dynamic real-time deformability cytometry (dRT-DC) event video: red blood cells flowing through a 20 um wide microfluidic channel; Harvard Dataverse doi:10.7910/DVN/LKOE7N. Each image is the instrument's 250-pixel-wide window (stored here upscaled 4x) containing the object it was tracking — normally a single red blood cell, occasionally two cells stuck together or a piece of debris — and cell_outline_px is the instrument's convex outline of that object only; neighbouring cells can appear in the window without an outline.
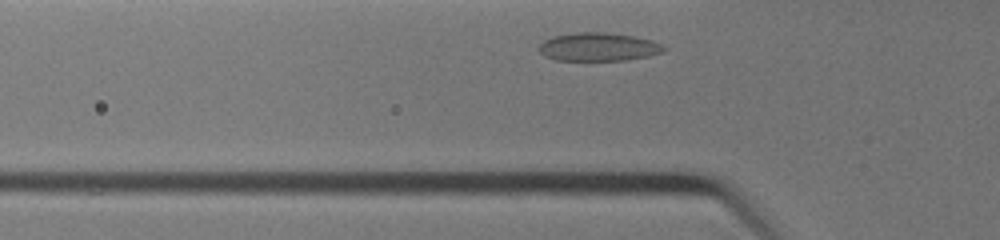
{"species": "common noctule bat (a hibernating species)", "species_latin": "Nyctalus noctula", "temperature_condition": "warm", "stored_images_in_passage": 22, "camera_frame_rate_fps": 3000, "um_per_image_px": 0.085, "animal": {"sex": "female", "body_mass_g": 19.0, "forearm_length_mm": 51.5}, "frame": {"image": 1, "passage_image": 2, "time_ms": 0.333, "image_size_px": [1000, 240], "cell_outline_px": [[668, 48], [664, 52], [648, 56], [624, 60], [556, 60], [544, 56], [536, 48], [544, 40], [552, 36], [576, 32], [604, 32], [636, 36], [652, 40]], "centroid_in_image_um": [50.86, 3.98], "position_along_channel_um": 74.9, "area_um2": 20.81}}
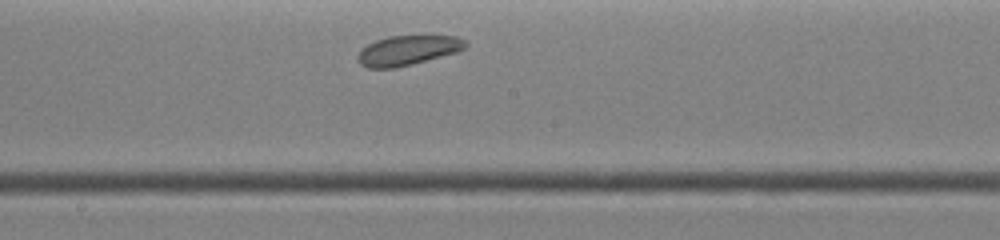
{"frame": {"image": 2, "passage_image": 11, "time_ms": 3.333, "image_size_px": [1000, 240], "cell_outline_px": [[468, 44], [460, 52], [412, 64], [392, 68], [368, 68], [360, 64], [356, 60], [356, 56], [360, 48], [376, 40], [388, 36], [456, 36], [464, 40]], "centroid_in_image_um": [34.63, 4.28], "position_along_channel_um": 213.6, "area_um2": 18.84}}
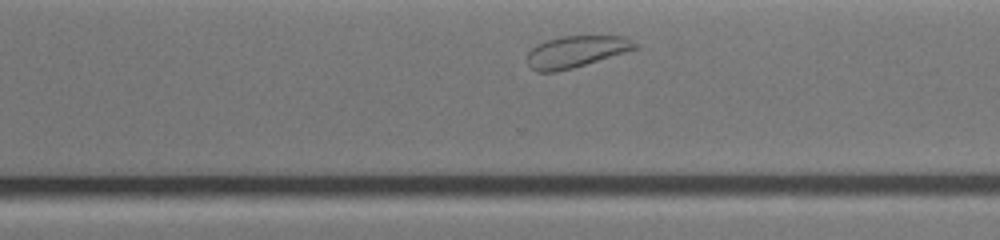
{"frame": {"image": 3, "passage_image": 18, "time_ms": 5.667, "image_size_px": [1000, 240], "cell_outline_px": [[640, 48], [572, 68], [556, 72], [536, 72], [528, 64], [528, 52], [536, 44], [548, 40], [564, 36], [620, 36], [640, 44]], "centroid_in_image_um": [48.98, 4.39], "position_along_channel_um": 321.6, "area_um2": 19.77}}